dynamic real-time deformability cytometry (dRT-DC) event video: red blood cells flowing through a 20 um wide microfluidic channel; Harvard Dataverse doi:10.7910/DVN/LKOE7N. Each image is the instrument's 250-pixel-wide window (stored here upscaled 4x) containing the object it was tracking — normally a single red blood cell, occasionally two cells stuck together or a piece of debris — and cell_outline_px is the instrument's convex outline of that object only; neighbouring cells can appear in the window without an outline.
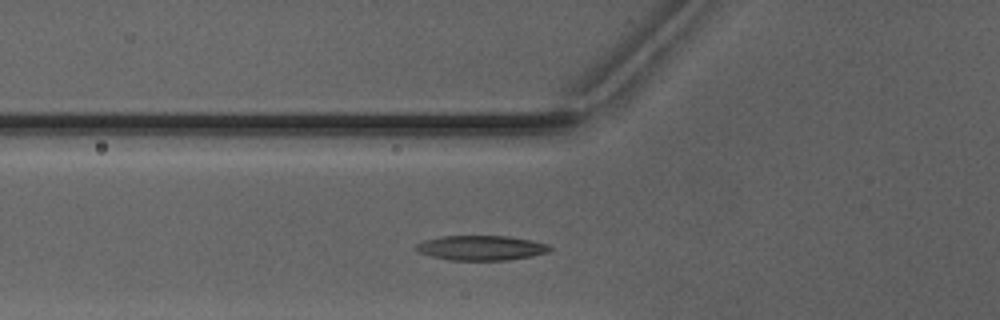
{"species": "Egyptian fruit bat (a non-hibernating species)", "species_latin": "Rousettus aegyptiacus", "temperature_condition": "warm", "stored_images_in_passage": 31, "camera_frame_rate_fps": 3000, "um_per_image_px": 0.085, "animal": {"sex": "male"}, "frame": {"image": 1, "passage_image": 8, "time_ms": 2.333, "image_size_px": [1000, 320], "cell_outline_px": [[552, 248], [548, 252], [532, 256], [508, 260], [448, 260], [416, 252], [412, 248], [416, 244], [424, 240], [440, 236], [508, 236], [532, 240], [548, 244]], "centroid_in_image_um": [40.86, 21.07], "position_along_channel_um": 84.9, "area_um2": 19.54}}
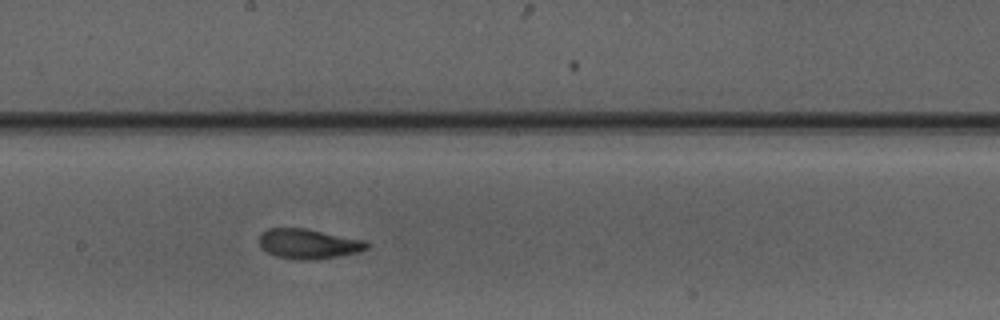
{"frame": {"image": 2, "passage_image": 18, "time_ms": 5.667, "image_size_px": [1000, 320], "cell_outline_px": [[368, 248], [360, 252], [340, 256], [308, 260], [296, 260], [276, 256], [268, 252], [260, 244], [260, 236], [268, 228], [304, 228], [364, 240], [368, 244]], "centroid_in_image_um": [26.25, 20.73], "position_along_channel_um": 222.0, "area_um2": 18.5}}
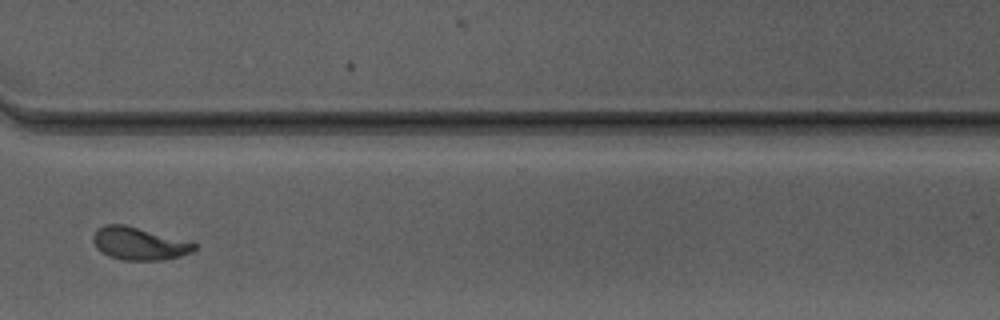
{"frame": {"image": 3, "passage_image": 28, "time_ms": 9.0, "image_size_px": [1000, 320], "cell_outline_px": [[196, 248], [192, 252], [180, 256], [164, 260], [124, 260], [108, 256], [96, 248], [92, 240], [92, 236], [104, 224], [124, 224], [196, 244]], "centroid_in_image_um": [11.77, 20.72], "position_along_channel_um": 358.8, "area_um2": 18.9}, "authors_computed_cell_mechanics": {"area_um2": 18.9584, "velocity_mm_per_s": 4.1005, "shape_relaxation_time_tau1_ms": 3.2931, "shape_relaxation_time_tau2_ms": 1.3009, "deformation_change_tau1": 0.1631, "deformation_change_tau2": 0.0814}}